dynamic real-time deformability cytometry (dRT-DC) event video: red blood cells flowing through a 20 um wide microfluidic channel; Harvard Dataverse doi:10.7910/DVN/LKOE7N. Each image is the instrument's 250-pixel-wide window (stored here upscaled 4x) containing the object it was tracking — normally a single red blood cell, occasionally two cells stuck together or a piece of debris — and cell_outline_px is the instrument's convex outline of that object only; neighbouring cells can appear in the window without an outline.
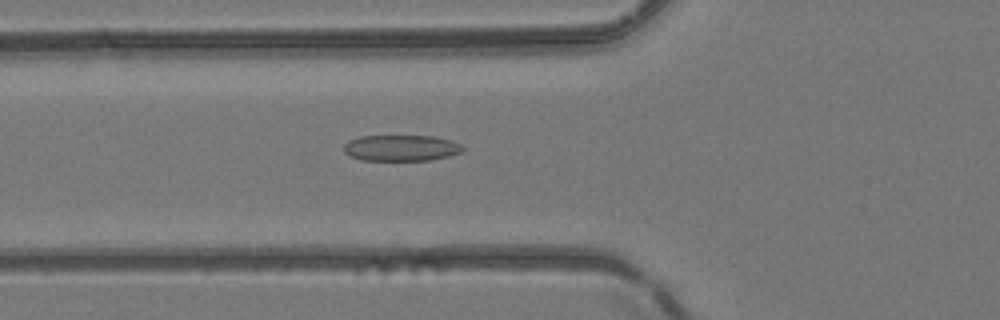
{"species": "common noctule bat (a hibernating species)", "species_latin": "Nyctalus noctula", "temperature_condition": "room temperature", "stored_images_in_passage": 45, "camera_frame_rate_fps": 3000, "um_per_image_px": 0.085, "animal": {"sex": "female", "body_mass_g": 24.6, "forearm_length_mm": 56.2}, "frame": {"image": 1, "passage_image": 14, "time_ms": 4.333, "image_size_px": [1000, 320], "cell_outline_px": [[464, 148], [460, 152], [448, 156], [432, 160], [360, 160], [348, 156], [344, 152], [344, 144], [348, 140], [360, 136], [432, 136], [452, 140], [460, 144]], "centroid_in_image_um": [34.06, 12.58], "position_along_channel_um": 91.7, "area_um2": 18.15}}
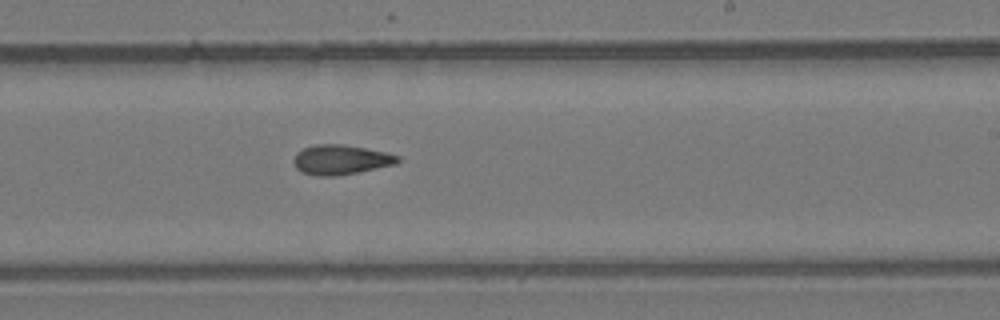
{"frame": {"image": 2, "passage_image": 26, "time_ms": 8.333, "image_size_px": [1000, 320], "cell_outline_px": [[400, 160], [396, 164], [336, 176], [316, 176], [300, 172], [296, 168], [292, 160], [296, 152], [304, 148], [316, 144], [344, 144], [384, 152], [400, 156]], "centroid_in_image_um": [28.92, 13.57], "position_along_channel_um": 260.1, "area_um2": 18.03}}
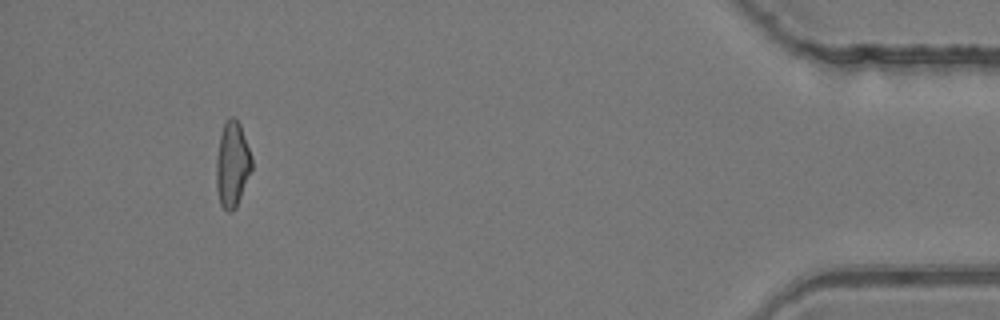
{"frame": {"image": 3, "passage_image": 42, "time_ms": 13.667, "image_size_px": [1000, 320], "cell_outline_px": [[252, 168], [236, 208], [232, 212], [228, 212], [220, 204], [216, 188], [216, 156], [220, 136], [224, 120], [228, 116], [236, 116], [240, 124], [252, 156]], "centroid_in_image_um": [19.73, 13.93], "position_along_channel_um": 415.5, "area_um2": 17.98}, "authors_computed_cell_mechanics": {"area_um2": 17.918, "velocity_mm_per_s": 4.1806, "shape_relaxation_time_tau1_ms": null, "shape_relaxation_time_tau2_ms": 3.3895, "deformation_change_tau1": null, "deformation_change_tau2": 0.1261}}